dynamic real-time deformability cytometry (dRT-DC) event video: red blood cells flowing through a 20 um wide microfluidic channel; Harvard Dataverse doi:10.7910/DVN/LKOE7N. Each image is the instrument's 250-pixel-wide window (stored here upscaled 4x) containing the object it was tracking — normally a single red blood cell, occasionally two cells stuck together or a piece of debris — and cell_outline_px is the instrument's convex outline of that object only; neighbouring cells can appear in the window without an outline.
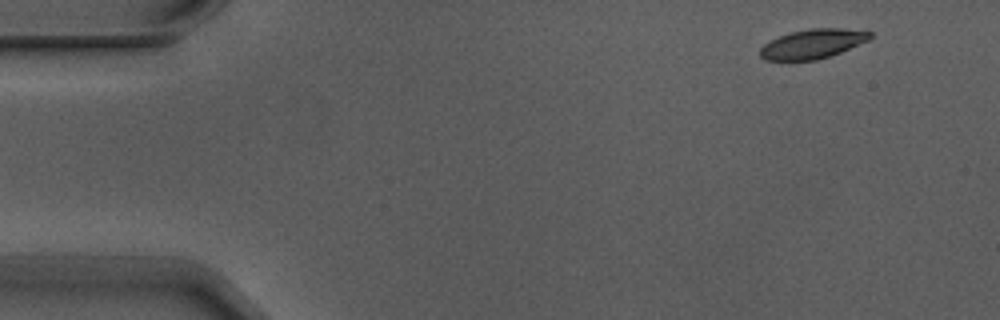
{"species": "Egyptian fruit bat (a non-hibernating species)", "species_latin": "Rousettus aegyptiacus", "temperature_condition": "warm", "stored_images_in_passage": 5, "segment_of_instrument_passage": [1, 2], "camera_frame_rate_fps": 3000, "um_per_image_px": 0.085, "animal": {"sex": "male"}, "frame": {"image": 1, "passage_image": 1, "time_ms": 0.0, "image_size_px": [1000, 320], "cell_outline_px": [[872, 36], [868, 40], [840, 52], [816, 60], [764, 60], [760, 56], [760, 48], [764, 44], [780, 36], [792, 32], [808, 28], [844, 28], [872, 32]], "centroid_in_image_um": [69.07, 3.72], "position_along_channel_um": 15.9, "area_um2": 18.61}}
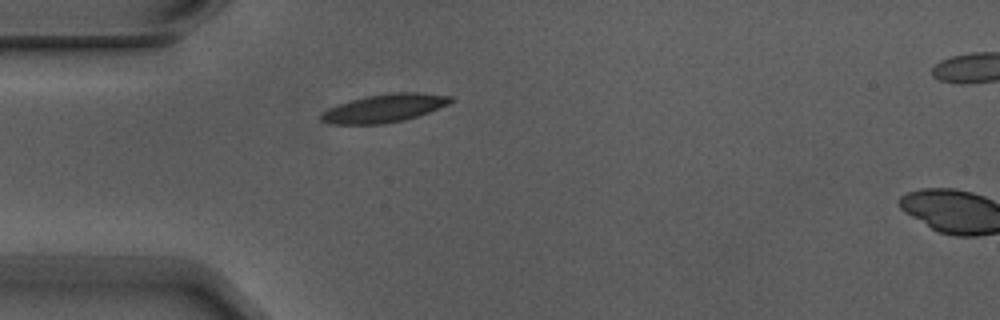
{"frame": {"image": 2, "passage_image": 4, "time_ms": 1.0, "image_size_px": [1000, 320], "cell_outline_px": [[456, 100], [448, 104], [428, 112], [404, 120], [384, 124], [332, 124], [320, 120], [320, 112], [328, 108], [352, 100], [368, 96], [392, 92], [420, 92], [452, 96]], "centroid_in_image_um": [32.68, 9.19], "position_along_channel_um": 52.3, "area_um2": 21.21}}